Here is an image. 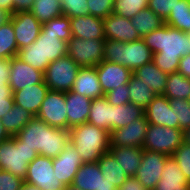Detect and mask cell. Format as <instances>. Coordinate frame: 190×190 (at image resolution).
Segmentation results:
<instances>
[{"instance_id":"23","label":"cell","mask_w":190,"mask_h":190,"mask_svg":"<svg viewBox=\"0 0 190 190\" xmlns=\"http://www.w3.org/2000/svg\"><path fill=\"white\" fill-rule=\"evenodd\" d=\"M72 37L81 39L105 38L103 18L92 15L70 18Z\"/></svg>"},{"instance_id":"42","label":"cell","mask_w":190,"mask_h":190,"mask_svg":"<svg viewBox=\"0 0 190 190\" xmlns=\"http://www.w3.org/2000/svg\"><path fill=\"white\" fill-rule=\"evenodd\" d=\"M172 156L190 183V145L183 141Z\"/></svg>"},{"instance_id":"6","label":"cell","mask_w":190,"mask_h":190,"mask_svg":"<svg viewBox=\"0 0 190 190\" xmlns=\"http://www.w3.org/2000/svg\"><path fill=\"white\" fill-rule=\"evenodd\" d=\"M38 155V151L25 146L16 136H11L0 142V170L25 179L29 163Z\"/></svg>"},{"instance_id":"15","label":"cell","mask_w":190,"mask_h":190,"mask_svg":"<svg viewBox=\"0 0 190 190\" xmlns=\"http://www.w3.org/2000/svg\"><path fill=\"white\" fill-rule=\"evenodd\" d=\"M11 20L18 50L32 44L39 37L42 24L30 11L14 13Z\"/></svg>"},{"instance_id":"18","label":"cell","mask_w":190,"mask_h":190,"mask_svg":"<svg viewBox=\"0 0 190 190\" xmlns=\"http://www.w3.org/2000/svg\"><path fill=\"white\" fill-rule=\"evenodd\" d=\"M96 70L104 95L120 84H128L133 75L125 66L105 60L96 66Z\"/></svg>"},{"instance_id":"11","label":"cell","mask_w":190,"mask_h":190,"mask_svg":"<svg viewBox=\"0 0 190 190\" xmlns=\"http://www.w3.org/2000/svg\"><path fill=\"white\" fill-rule=\"evenodd\" d=\"M36 117L52 127L68 130L65 92L49 90Z\"/></svg>"},{"instance_id":"47","label":"cell","mask_w":190,"mask_h":190,"mask_svg":"<svg viewBox=\"0 0 190 190\" xmlns=\"http://www.w3.org/2000/svg\"><path fill=\"white\" fill-rule=\"evenodd\" d=\"M14 104L13 91L9 84H0V119Z\"/></svg>"},{"instance_id":"28","label":"cell","mask_w":190,"mask_h":190,"mask_svg":"<svg viewBox=\"0 0 190 190\" xmlns=\"http://www.w3.org/2000/svg\"><path fill=\"white\" fill-rule=\"evenodd\" d=\"M113 105L105 96L92 99L87 122L103 130L112 131Z\"/></svg>"},{"instance_id":"25","label":"cell","mask_w":190,"mask_h":190,"mask_svg":"<svg viewBox=\"0 0 190 190\" xmlns=\"http://www.w3.org/2000/svg\"><path fill=\"white\" fill-rule=\"evenodd\" d=\"M161 179L154 190H189L190 183L173 156H168L161 172Z\"/></svg>"},{"instance_id":"45","label":"cell","mask_w":190,"mask_h":190,"mask_svg":"<svg viewBox=\"0 0 190 190\" xmlns=\"http://www.w3.org/2000/svg\"><path fill=\"white\" fill-rule=\"evenodd\" d=\"M179 0H149L148 7L162 20H166Z\"/></svg>"},{"instance_id":"17","label":"cell","mask_w":190,"mask_h":190,"mask_svg":"<svg viewBox=\"0 0 190 190\" xmlns=\"http://www.w3.org/2000/svg\"><path fill=\"white\" fill-rule=\"evenodd\" d=\"M83 164L78 150L69 142L64 150L57 156L53 158V169L56 173L60 182L64 186L72 185L74 181L75 174L78 169Z\"/></svg>"},{"instance_id":"8","label":"cell","mask_w":190,"mask_h":190,"mask_svg":"<svg viewBox=\"0 0 190 190\" xmlns=\"http://www.w3.org/2000/svg\"><path fill=\"white\" fill-rule=\"evenodd\" d=\"M80 68L65 55L50 62L44 72V82L51 91L68 92L72 90Z\"/></svg>"},{"instance_id":"1","label":"cell","mask_w":190,"mask_h":190,"mask_svg":"<svg viewBox=\"0 0 190 190\" xmlns=\"http://www.w3.org/2000/svg\"><path fill=\"white\" fill-rule=\"evenodd\" d=\"M142 39L152 52L153 63L167 74L177 72L180 58L190 54L187 33L166 24Z\"/></svg>"},{"instance_id":"19","label":"cell","mask_w":190,"mask_h":190,"mask_svg":"<svg viewBox=\"0 0 190 190\" xmlns=\"http://www.w3.org/2000/svg\"><path fill=\"white\" fill-rule=\"evenodd\" d=\"M105 39L131 42L141 39L130 19L114 12L103 19Z\"/></svg>"},{"instance_id":"53","label":"cell","mask_w":190,"mask_h":190,"mask_svg":"<svg viewBox=\"0 0 190 190\" xmlns=\"http://www.w3.org/2000/svg\"><path fill=\"white\" fill-rule=\"evenodd\" d=\"M0 9L6 10L13 14V1L12 0H0Z\"/></svg>"},{"instance_id":"50","label":"cell","mask_w":190,"mask_h":190,"mask_svg":"<svg viewBox=\"0 0 190 190\" xmlns=\"http://www.w3.org/2000/svg\"><path fill=\"white\" fill-rule=\"evenodd\" d=\"M178 72L184 77L190 78V54L180 58Z\"/></svg>"},{"instance_id":"26","label":"cell","mask_w":190,"mask_h":190,"mask_svg":"<svg viewBox=\"0 0 190 190\" xmlns=\"http://www.w3.org/2000/svg\"><path fill=\"white\" fill-rule=\"evenodd\" d=\"M109 152L120 163V166L128 176H135L142 160L143 148L110 146Z\"/></svg>"},{"instance_id":"38","label":"cell","mask_w":190,"mask_h":190,"mask_svg":"<svg viewBox=\"0 0 190 190\" xmlns=\"http://www.w3.org/2000/svg\"><path fill=\"white\" fill-rule=\"evenodd\" d=\"M45 33H54L60 40L68 42L72 38L70 28V18L65 15L56 17L42 24V29Z\"/></svg>"},{"instance_id":"7","label":"cell","mask_w":190,"mask_h":190,"mask_svg":"<svg viewBox=\"0 0 190 190\" xmlns=\"http://www.w3.org/2000/svg\"><path fill=\"white\" fill-rule=\"evenodd\" d=\"M183 141V130L164 125L149 124L145 135L143 150L172 156Z\"/></svg>"},{"instance_id":"34","label":"cell","mask_w":190,"mask_h":190,"mask_svg":"<svg viewBox=\"0 0 190 190\" xmlns=\"http://www.w3.org/2000/svg\"><path fill=\"white\" fill-rule=\"evenodd\" d=\"M144 114V109L134 103L113 105L112 131L127 126Z\"/></svg>"},{"instance_id":"29","label":"cell","mask_w":190,"mask_h":190,"mask_svg":"<svg viewBox=\"0 0 190 190\" xmlns=\"http://www.w3.org/2000/svg\"><path fill=\"white\" fill-rule=\"evenodd\" d=\"M33 117L31 112L14 103L1 122L8 134L15 136Z\"/></svg>"},{"instance_id":"22","label":"cell","mask_w":190,"mask_h":190,"mask_svg":"<svg viewBox=\"0 0 190 190\" xmlns=\"http://www.w3.org/2000/svg\"><path fill=\"white\" fill-rule=\"evenodd\" d=\"M68 130L71 127L87 123L92 99L72 90L65 92Z\"/></svg>"},{"instance_id":"56","label":"cell","mask_w":190,"mask_h":190,"mask_svg":"<svg viewBox=\"0 0 190 190\" xmlns=\"http://www.w3.org/2000/svg\"><path fill=\"white\" fill-rule=\"evenodd\" d=\"M184 142L190 145V128L184 131Z\"/></svg>"},{"instance_id":"36","label":"cell","mask_w":190,"mask_h":190,"mask_svg":"<svg viewBox=\"0 0 190 190\" xmlns=\"http://www.w3.org/2000/svg\"><path fill=\"white\" fill-rule=\"evenodd\" d=\"M164 24L185 33L190 32V0H179Z\"/></svg>"},{"instance_id":"54","label":"cell","mask_w":190,"mask_h":190,"mask_svg":"<svg viewBox=\"0 0 190 190\" xmlns=\"http://www.w3.org/2000/svg\"><path fill=\"white\" fill-rule=\"evenodd\" d=\"M10 137L11 136L5 130L4 126L2 125L1 119H0V142L5 141V140L9 139Z\"/></svg>"},{"instance_id":"13","label":"cell","mask_w":190,"mask_h":190,"mask_svg":"<svg viewBox=\"0 0 190 190\" xmlns=\"http://www.w3.org/2000/svg\"><path fill=\"white\" fill-rule=\"evenodd\" d=\"M148 126L149 122L143 114L135 121H131L127 126L111 131L110 146H130L143 148Z\"/></svg>"},{"instance_id":"10","label":"cell","mask_w":190,"mask_h":190,"mask_svg":"<svg viewBox=\"0 0 190 190\" xmlns=\"http://www.w3.org/2000/svg\"><path fill=\"white\" fill-rule=\"evenodd\" d=\"M24 181L41 190L65 189L64 184L59 181L56 173H54L53 159L43 155H38L29 163Z\"/></svg>"},{"instance_id":"33","label":"cell","mask_w":190,"mask_h":190,"mask_svg":"<svg viewBox=\"0 0 190 190\" xmlns=\"http://www.w3.org/2000/svg\"><path fill=\"white\" fill-rule=\"evenodd\" d=\"M130 103L145 109L156 96V93L142 80L134 75L128 82Z\"/></svg>"},{"instance_id":"46","label":"cell","mask_w":190,"mask_h":190,"mask_svg":"<svg viewBox=\"0 0 190 190\" xmlns=\"http://www.w3.org/2000/svg\"><path fill=\"white\" fill-rule=\"evenodd\" d=\"M24 182L11 172L0 170V190H20Z\"/></svg>"},{"instance_id":"14","label":"cell","mask_w":190,"mask_h":190,"mask_svg":"<svg viewBox=\"0 0 190 190\" xmlns=\"http://www.w3.org/2000/svg\"><path fill=\"white\" fill-rule=\"evenodd\" d=\"M44 81V72L33 68L23 62L19 57L9 59V85L12 91H17L29 85H35Z\"/></svg>"},{"instance_id":"30","label":"cell","mask_w":190,"mask_h":190,"mask_svg":"<svg viewBox=\"0 0 190 190\" xmlns=\"http://www.w3.org/2000/svg\"><path fill=\"white\" fill-rule=\"evenodd\" d=\"M97 162L102 175L108 179V181L112 182L117 189L128 178V175L124 172L120 163L110 152L101 155Z\"/></svg>"},{"instance_id":"24","label":"cell","mask_w":190,"mask_h":190,"mask_svg":"<svg viewBox=\"0 0 190 190\" xmlns=\"http://www.w3.org/2000/svg\"><path fill=\"white\" fill-rule=\"evenodd\" d=\"M72 91L90 99L105 96L98 79L96 67H81L74 81Z\"/></svg>"},{"instance_id":"51","label":"cell","mask_w":190,"mask_h":190,"mask_svg":"<svg viewBox=\"0 0 190 190\" xmlns=\"http://www.w3.org/2000/svg\"><path fill=\"white\" fill-rule=\"evenodd\" d=\"M9 60L0 57V84H9Z\"/></svg>"},{"instance_id":"41","label":"cell","mask_w":190,"mask_h":190,"mask_svg":"<svg viewBox=\"0 0 190 190\" xmlns=\"http://www.w3.org/2000/svg\"><path fill=\"white\" fill-rule=\"evenodd\" d=\"M63 15L69 18L90 15L87 0H61Z\"/></svg>"},{"instance_id":"57","label":"cell","mask_w":190,"mask_h":190,"mask_svg":"<svg viewBox=\"0 0 190 190\" xmlns=\"http://www.w3.org/2000/svg\"><path fill=\"white\" fill-rule=\"evenodd\" d=\"M64 190H80L74 187L73 185L66 186Z\"/></svg>"},{"instance_id":"55","label":"cell","mask_w":190,"mask_h":190,"mask_svg":"<svg viewBox=\"0 0 190 190\" xmlns=\"http://www.w3.org/2000/svg\"><path fill=\"white\" fill-rule=\"evenodd\" d=\"M20 190H41V189L35 185H31L29 183L24 182Z\"/></svg>"},{"instance_id":"35","label":"cell","mask_w":190,"mask_h":190,"mask_svg":"<svg viewBox=\"0 0 190 190\" xmlns=\"http://www.w3.org/2000/svg\"><path fill=\"white\" fill-rule=\"evenodd\" d=\"M30 12L41 24L47 23L63 15L61 0H35Z\"/></svg>"},{"instance_id":"44","label":"cell","mask_w":190,"mask_h":190,"mask_svg":"<svg viewBox=\"0 0 190 190\" xmlns=\"http://www.w3.org/2000/svg\"><path fill=\"white\" fill-rule=\"evenodd\" d=\"M105 97L111 105H121L130 103L128 84H120L105 94Z\"/></svg>"},{"instance_id":"20","label":"cell","mask_w":190,"mask_h":190,"mask_svg":"<svg viewBox=\"0 0 190 190\" xmlns=\"http://www.w3.org/2000/svg\"><path fill=\"white\" fill-rule=\"evenodd\" d=\"M144 115L149 124L179 128L170 100L164 95H156L144 109Z\"/></svg>"},{"instance_id":"21","label":"cell","mask_w":190,"mask_h":190,"mask_svg":"<svg viewBox=\"0 0 190 190\" xmlns=\"http://www.w3.org/2000/svg\"><path fill=\"white\" fill-rule=\"evenodd\" d=\"M49 90L44 81L35 85H29L13 92L14 103L31 112L33 116H37L42 101Z\"/></svg>"},{"instance_id":"5","label":"cell","mask_w":190,"mask_h":190,"mask_svg":"<svg viewBox=\"0 0 190 190\" xmlns=\"http://www.w3.org/2000/svg\"><path fill=\"white\" fill-rule=\"evenodd\" d=\"M103 57L105 61L120 64L134 72L152 61V52L142 38L131 42L105 39Z\"/></svg>"},{"instance_id":"39","label":"cell","mask_w":190,"mask_h":190,"mask_svg":"<svg viewBox=\"0 0 190 190\" xmlns=\"http://www.w3.org/2000/svg\"><path fill=\"white\" fill-rule=\"evenodd\" d=\"M148 4L149 0H114L113 12L131 20Z\"/></svg>"},{"instance_id":"49","label":"cell","mask_w":190,"mask_h":190,"mask_svg":"<svg viewBox=\"0 0 190 190\" xmlns=\"http://www.w3.org/2000/svg\"><path fill=\"white\" fill-rule=\"evenodd\" d=\"M13 14L17 12L30 11L35 0H12Z\"/></svg>"},{"instance_id":"58","label":"cell","mask_w":190,"mask_h":190,"mask_svg":"<svg viewBox=\"0 0 190 190\" xmlns=\"http://www.w3.org/2000/svg\"><path fill=\"white\" fill-rule=\"evenodd\" d=\"M187 36H188L189 42H190V32L187 33Z\"/></svg>"},{"instance_id":"3","label":"cell","mask_w":190,"mask_h":190,"mask_svg":"<svg viewBox=\"0 0 190 190\" xmlns=\"http://www.w3.org/2000/svg\"><path fill=\"white\" fill-rule=\"evenodd\" d=\"M69 141L83 163L97 162L101 155L109 152L110 132L87 122L70 128Z\"/></svg>"},{"instance_id":"27","label":"cell","mask_w":190,"mask_h":190,"mask_svg":"<svg viewBox=\"0 0 190 190\" xmlns=\"http://www.w3.org/2000/svg\"><path fill=\"white\" fill-rule=\"evenodd\" d=\"M133 75L148 85L156 95H163L168 74L156 66L153 61L134 70Z\"/></svg>"},{"instance_id":"2","label":"cell","mask_w":190,"mask_h":190,"mask_svg":"<svg viewBox=\"0 0 190 190\" xmlns=\"http://www.w3.org/2000/svg\"><path fill=\"white\" fill-rule=\"evenodd\" d=\"M25 146L39 155L57 157L69 141V130L55 128L34 116L16 135Z\"/></svg>"},{"instance_id":"48","label":"cell","mask_w":190,"mask_h":190,"mask_svg":"<svg viewBox=\"0 0 190 190\" xmlns=\"http://www.w3.org/2000/svg\"><path fill=\"white\" fill-rule=\"evenodd\" d=\"M117 190H148L144 187L139 180L134 176H128V178L120 185Z\"/></svg>"},{"instance_id":"31","label":"cell","mask_w":190,"mask_h":190,"mask_svg":"<svg viewBox=\"0 0 190 190\" xmlns=\"http://www.w3.org/2000/svg\"><path fill=\"white\" fill-rule=\"evenodd\" d=\"M190 94V78L184 77L178 71L168 74L163 95L169 100L188 99Z\"/></svg>"},{"instance_id":"9","label":"cell","mask_w":190,"mask_h":190,"mask_svg":"<svg viewBox=\"0 0 190 190\" xmlns=\"http://www.w3.org/2000/svg\"><path fill=\"white\" fill-rule=\"evenodd\" d=\"M104 43L105 38L72 37L68 41L67 55L80 67H96L104 59Z\"/></svg>"},{"instance_id":"4","label":"cell","mask_w":190,"mask_h":190,"mask_svg":"<svg viewBox=\"0 0 190 190\" xmlns=\"http://www.w3.org/2000/svg\"><path fill=\"white\" fill-rule=\"evenodd\" d=\"M68 42L60 40L54 33L40 31L39 37L19 50L17 57L42 72L50 62L67 55Z\"/></svg>"},{"instance_id":"16","label":"cell","mask_w":190,"mask_h":190,"mask_svg":"<svg viewBox=\"0 0 190 190\" xmlns=\"http://www.w3.org/2000/svg\"><path fill=\"white\" fill-rule=\"evenodd\" d=\"M80 190H117L116 186L103 175L98 162L83 163L72 183Z\"/></svg>"},{"instance_id":"43","label":"cell","mask_w":190,"mask_h":190,"mask_svg":"<svg viewBox=\"0 0 190 190\" xmlns=\"http://www.w3.org/2000/svg\"><path fill=\"white\" fill-rule=\"evenodd\" d=\"M90 15L106 18L113 12L114 0H87Z\"/></svg>"},{"instance_id":"52","label":"cell","mask_w":190,"mask_h":190,"mask_svg":"<svg viewBox=\"0 0 190 190\" xmlns=\"http://www.w3.org/2000/svg\"><path fill=\"white\" fill-rule=\"evenodd\" d=\"M11 16V12L0 9V27L11 21Z\"/></svg>"},{"instance_id":"32","label":"cell","mask_w":190,"mask_h":190,"mask_svg":"<svg viewBox=\"0 0 190 190\" xmlns=\"http://www.w3.org/2000/svg\"><path fill=\"white\" fill-rule=\"evenodd\" d=\"M131 22L141 38L148 33L159 29L164 24V20H162L149 7L144 8L136 14L131 19Z\"/></svg>"},{"instance_id":"12","label":"cell","mask_w":190,"mask_h":190,"mask_svg":"<svg viewBox=\"0 0 190 190\" xmlns=\"http://www.w3.org/2000/svg\"><path fill=\"white\" fill-rule=\"evenodd\" d=\"M167 157L163 153L143 150L142 160L134 177L148 190H154L161 179Z\"/></svg>"},{"instance_id":"40","label":"cell","mask_w":190,"mask_h":190,"mask_svg":"<svg viewBox=\"0 0 190 190\" xmlns=\"http://www.w3.org/2000/svg\"><path fill=\"white\" fill-rule=\"evenodd\" d=\"M174 111L175 122H179V129L185 131L190 128V101L188 99L170 100Z\"/></svg>"},{"instance_id":"37","label":"cell","mask_w":190,"mask_h":190,"mask_svg":"<svg viewBox=\"0 0 190 190\" xmlns=\"http://www.w3.org/2000/svg\"><path fill=\"white\" fill-rule=\"evenodd\" d=\"M12 20L0 27V57L9 60L18 55Z\"/></svg>"}]
</instances>
